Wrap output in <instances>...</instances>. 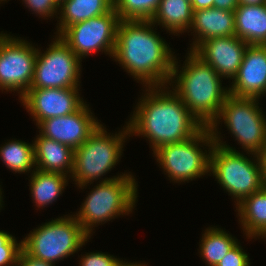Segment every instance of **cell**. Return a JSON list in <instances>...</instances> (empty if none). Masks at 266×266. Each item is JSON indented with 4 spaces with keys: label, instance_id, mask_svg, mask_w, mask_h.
I'll return each instance as SVG.
<instances>
[{
    "label": "cell",
    "instance_id": "f1b7e54d",
    "mask_svg": "<svg viewBox=\"0 0 266 266\" xmlns=\"http://www.w3.org/2000/svg\"><path fill=\"white\" fill-rule=\"evenodd\" d=\"M79 266H114L119 258L105 252H89L81 254Z\"/></svg>",
    "mask_w": 266,
    "mask_h": 266
},
{
    "label": "cell",
    "instance_id": "2e32d148",
    "mask_svg": "<svg viewBox=\"0 0 266 266\" xmlns=\"http://www.w3.org/2000/svg\"><path fill=\"white\" fill-rule=\"evenodd\" d=\"M232 84V85H231ZM229 94L239 98L266 96V45H248Z\"/></svg>",
    "mask_w": 266,
    "mask_h": 266
},
{
    "label": "cell",
    "instance_id": "277c9868",
    "mask_svg": "<svg viewBox=\"0 0 266 266\" xmlns=\"http://www.w3.org/2000/svg\"><path fill=\"white\" fill-rule=\"evenodd\" d=\"M209 129L214 141L210 153L209 175L215 177V181L232 196L236 206L245 197L266 185L260 162L257 154L240 152L223 141L219 128Z\"/></svg>",
    "mask_w": 266,
    "mask_h": 266
},
{
    "label": "cell",
    "instance_id": "cb8c5ba5",
    "mask_svg": "<svg viewBox=\"0 0 266 266\" xmlns=\"http://www.w3.org/2000/svg\"><path fill=\"white\" fill-rule=\"evenodd\" d=\"M200 240L199 257L207 266H216L238 243V239L218 226L207 227Z\"/></svg>",
    "mask_w": 266,
    "mask_h": 266
},
{
    "label": "cell",
    "instance_id": "5bb4252c",
    "mask_svg": "<svg viewBox=\"0 0 266 266\" xmlns=\"http://www.w3.org/2000/svg\"><path fill=\"white\" fill-rule=\"evenodd\" d=\"M101 120L91 112L85 103L78 111L61 117H52L42 121L37 127L39 133L49 139L71 147L81 146L101 125Z\"/></svg>",
    "mask_w": 266,
    "mask_h": 266
},
{
    "label": "cell",
    "instance_id": "9c48e42d",
    "mask_svg": "<svg viewBox=\"0 0 266 266\" xmlns=\"http://www.w3.org/2000/svg\"><path fill=\"white\" fill-rule=\"evenodd\" d=\"M259 101L229 95L209 128H219L224 122L244 152L257 154L266 143V113L259 107Z\"/></svg>",
    "mask_w": 266,
    "mask_h": 266
},
{
    "label": "cell",
    "instance_id": "ffe728a7",
    "mask_svg": "<svg viewBox=\"0 0 266 266\" xmlns=\"http://www.w3.org/2000/svg\"><path fill=\"white\" fill-rule=\"evenodd\" d=\"M235 35L248 45H266V3L239 4L234 11Z\"/></svg>",
    "mask_w": 266,
    "mask_h": 266
},
{
    "label": "cell",
    "instance_id": "3957f363",
    "mask_svg": "<svg viewBox=\"0 0 266 266\" xmlns=\"http://www.w3.org/2000/svg\"><path fill=\"white\" fill-rule=\"evenodd\" d=\"M183 64L175 56L171 78L167 86L182 100L189 112L203 126H210L217 118L229 94L222 86L223 77L193 51L189 50ZM181 66V67H180Z\"/></svg>",
    "mask_w": 266,
    "mask_h": 266
},
{
    "label": "cell",
    "instance_id": "4dcf8cb0",
    "mask_svg": "<svg viewBox=\"0 0 266 266\" xmlns=\"http://www.w3.org/2000/svg\"><path fill=\"white\" fill-rule=\"evenodd\" d=\"M17 266H56L53 263L36 259L27 254L23 249L20 250Z\"/></svg>",
    "mask_w": 266,
    "mask_h": 266
},
{
    "label": "cell",
    "instance_id": "7402d4cb",
    "mask_svg": "<svg viewBox=\"0 0 266 266\" xmlns=\"http://www.w3.org/2000/svg\"><path fill=\"white\" fill-rule=\"evenodd\" d=\"M193 20L190 0H161L150 21L166 32L180 36L189 30Z\"/></svg>",
    "mask_w": 266,
    "mask_h": 266
},
{
    "label": "cell",
    "instance_id": "e0dca14e",
    "mask_svg": "<svg viewBox=\"0 0 266 266\" xmlns=\"http://www.w3.org/2000/svg\"><path fill=\"white\" fill-rule=\"evenodd\" d=\"M189 32L194 37L190 48H187L191 51L205 40L235 36L234 12L214 7L193 11L192 25L187 33Z\"/></svg>",
    "mask_w": 266,
    "mask_h": 266
},
{
    "label": "cell",
    "instance_id": "44dd1931",
    "mask_svg": "<svg viewBox=\"0 0 266 266\" xmlns=\"http://www.w3.org/2000/svg\"><path fill=\"white\" fill-rule=\"evenodd\" d=\"M113 8L114 0H65L59 5L55 35L59 36L68 26L104 15Z\"/></svg>",
    "mask_w": 266,
    "mask_h": 266
},
{
    "label": "cell",
    "instance_id": "7a4b0ae2",
    "mask_svg": "<svg viewBox=\"0 0 266 266\" xmlns=\"http://www.w3.org/2000/svg\"><path fill=\"white\" fill-rule=\"evenodd\" d=\"M143 88L127 124L130 136L147 138L152 151L185 141L204 127L169 86Z\"/></svg>",
    "mask_w": 266,
    "mask_h": 266
},
{
    "label": "cell",
    "instance_id": "ba28073f",
    "mask_svg": "<svg viewBox=\"0 0 266 266\" xmlns=\"http://www.w3.org/2000/svg\"><path fill=\"white\" fill-rule=\"evenodd\" d=\"M213 145L211 131L208 126H204L189 139L162 145L152 154L170 182L183 184V182L188 183L197 178H203L202 176L206 174L209 175L210 153Z\"/></svg>",
    "mask_w": 266,
    "mask_h": 266
},
{
    "label": "cell",
    "instance_id": "6da1fadb",
    "mask_svg": "<svg viewBox=\"0 0 266 266\" xmlns=\"http://www.w3.org/2000/svg\"><path fill=\"white\" fill-rule=\"evenodd\" d=\"M155 27L150 20H123L117 27L112 59L142 87L168 85L177 56Z\"/></svg>",
    "mask_w": 266,
    "mask_h": 266
},
{
    "label": "cell",
    "instance_id": "30bf717a",
    "mask_svg": "<svg viewBox=\"0 0 266 266\" xmlns=\"http://www.w3.org/2000/svg\"><path fill=\"white\" fill-rule=\"evenodd\" d=\"M53 37L43 52L37 45L31 88H80L82 61L59 36Z\"/></svg>",
    "mask_w": 266,
    "mask_h": 266
},
{
    "label": "cell",
    "instance_id": "d4e9b609",
    "mask_svg": "<svg viewBox=\"0 0 266 266\" xmlns=\"http://www.w3.org/2000/svg\"><path fill=\"white\" fill-rule=\"evenodd\" d=\"M0 159L5 167L16 173H32L35 169L34 142L13 139L0 146Z\"/></svg>",
    "mask_w": 266,
    "mask_h": 266
},
{
    "label": "cell",
    "instance_id": "52a82bcc",
    "mask_svg": "<svg viewBox=\"0 0 266 266\" xmlns=\"http://www.w3.org/2000/svg\"><path fill=\"white\" fill-rule=\"evenodd\" d=\"M89 239L77 219L67 214L39 225L21 241L27 254L56 265L82 250Z\"/></svg>",
    "mask_w": 266,
    "mask_h": 266
},
{
    "label": "cell",
    "instance_id": "e575fe53",
    "mask_svg": "<svg viewBox=\"0 0 266 266\" xmlns=\"http://www.w3.org/2000/svg\"><path fill=\"white\" fill-rule=\"evenodd\" d=\"M147 265H148V263L146 264V263L131 262V261L128 262L127 260L125 261V260H123V259L121 260V258H119L114 266H147Z\"/></svg>",
    "mask_w": 266,
    "mask_h": 266
},
{
    "label": "cell",
    "instance_id": "1f68e13d",
    "mask_svg": "<svg viewBox=\"0 0 266 266\" xmlns=\"http://www.w3.org/2000/svg\"><path fill=\"white\" fill-rule=\"evenodd\" d=\"M238 5V0H214V8H219L221 10L234 12Z\"/></svg>",
    "mask_w": 266,
    "mask_h": 266
},
{
    "label": "cell",
    "instance_id": "8fae6325",
    "mask_svg": "<svg viewBox=\"0 0 266 266\" xmlns=\"http://www.w3.org/2000/svg\"><path fill=\"white\" fill-rule=\"evenodd\" d=\"M13 36L0 33V90L17 92L20 99L31 88L37 48L25 38Z\"/></svg>",
    "mask_w": 266,
    "mask_h": 266
},
{
    "label": "cell",
    "instance_id": "484cf974",
    "mask_svg": "<svg viewBox=\"0 0 266 266\" xmlns=\"http://www.w3.org/2000/svg\"><path fill=\"white\" fill-rule=\"evenodd\" d=\"M161 0H114L119 20H150Z\"/></svg>",
    "mask_w": 266,
    "mask_h": 266
},
{
    "label": "cell",
    "instance_id": "f546056e",
    "mask_svg": "<svg viewBox=\"0 0 266 266\" xmlns=\"http://www.w3.org/2000/svg\"><path fill=\"white\" fill-rule=\"evenodd\" d=\"M249 255L238 242L216 266H250Z\"/></svg>",
    "mask_w": 266,
    "mask_h": 266
},
{
    "label": "cell",
    "instance_id": "d590c367",
    "mask_svg": "<svg viewBox=\"0 0 266 266\" xmlns=\"http://www.w3.org/2000/svg\"><path fill=\"white\" fill-rule=\"evenodd\" d=\"M239 4H246V5H259L265 4L266 0H238Z\"/></svg>",
    "mask_w": 266,
    "mask_h": 266
},
{
    "label": "cell",
    "instance_id": "4fadbf2b",
    "mask_svg": "<svg viewBox=\"0 0 266 266\" xmlns=\"http://www.w3.org/2000/svg\"><path fill=\"white\" fill-rule=\"evenodd\" d=\"M79 91L80 88H30L19 100L38 126L48 118L78 111L86 103Z\"/></svg>",
    "mask_w": 266,
    "mask_h": 266
},
{
    "label": "cell",
    "instance_id": "8d00e7d4",
    "mask_svg": "<svg viewBox=\"0 0 266 266\" xmlns=\"http://www.w3.org/2000/svg\"><path fill=\"white\" fill-rule=\"evenodd\" d=\"M2 190H3V189H2V187H1V185H0V210L4 207V206H3V203H4V201H3V196H4V195H2V193H3Z\"/></svg>",
    "mask_w": 266,
    "mask_h": 266
},
{
    "label": "cell",
    "instance_id": "9a60e30c",
    "mask_svg": "<svg viewBox=\"0 0 266 266\" xmlns=\"http://www.w3.org/2000/svg\"><path fill=\"white\" fill-rule=\"evenodd\" d=\"M248 44L235 36L216 37L201 42L193 52L225 80L233 79L243 61Z\"/></svg>",
    "mask_w": 266,
    "mask_h": 266
},
{
    "label": "cell",
    "instance_id": "5b68a950",
    "mask_svg": "<svg viewBox=\"0 0 266 266\" xmlns=\"http://www.w3.org/2000/svg\"><path fill=\"white\" fill-rule=\"evenodd\" d=\"M103 125L101 124L81 146L74 149L73 171L70 178L77 189L83 190L93 185L94 180H98L99 183L131 174L124 172L118 173L117 176L102 178L120 162L125 142L131 137L127 121L123 129L116 133H108Z\"/></svg>",
    "mask_w": 266,
    "mask_h": 266
},
{
    "label": "cell",
    "instance_id": "d6986e66",
    "mask_svg": "<svg viewBox=\"0 0 266 266\" xmlns=\"http://www.w3.org/2000/svg\"><path fill=\"white\" fill-rule=\"evenodd\" d=\"M235 207L243 235L247 239L266 240V185Z\"/></svg>",
    "mask_w": 266,
    "mask_h": 266
},
{
    "label": "cell",
    "instance_id": "83f0119b",
    "mask_svg": "<svg viewBox=\"0 0 266 266\" xmlns=\"http://www.w3.org/2000/svg\"><path fill=\"white\" fill-rule=\"evenodd\" d=\"M29 8V11L36 14L39 18L49 19V18H58L59 13V4L56 0H22V4ZM57 16V17H56Z\"/></svg>",
    "mask_w": 266,
    "mask_h": 266
},
{
    "label": "cell",
    "instance_id": "603a6c76",
    "mask_svg": "<svg viewBox=\"0 0 266 266\" xmlns=\"http://www.w3.org/2000/svg\"><path fill=\"white\" fill-rule=\"evenodd\" d=\"M29 189L32 201L39 209L57 201L68 186L70 176L58 172H44L35 169L30 174Z\"/></svg>",
    "mask_w": 266,
    "mask_h": 266
},
{
    "label": "cell",
    "instance_id": "8992f818",
    "mask_svg": "<svg viewBox=\"0 0 266 266\" xmlns=\"http://www.w3.org/2000/svg\"><path fill=\"white\" fill-rule=\"evenodd\" d=\"M96 184L88 192L79 211L72 214L90 237L99 224L130 215L138 201V183L132 173Z\"/></svg>",
    "mask_w": 266,
    "mask_h": 266
},
{
    "label": "cell",
    "instance_id": "74e56055",
    "mask_svg": "<svg viewBox=\"0 0 266 266\" xmlns=\"http://www.w3.org/2000/svg\"><path fill=\"white\" fill-rule=\"evenodd\" d=\"M65 0H56V2L60 5Z\"/></svg>",
    "mask_w": 266,
    "mask_h": 266
},
{
    "label": "cell",
    "instance_id": "7c38bea8",
    "mask_svg": "<svg viewBox=\"0 0 266 266\" xmlns=\"http://www.w3.org/2000/svg\"><path fill=\"white\" fill-rule=\"evenodd\" d=\"M120 20L114 8L100 16L68 26L59 37L82 61L94 53L113 57Z\"/></svg>",
    "mask_w": 266,
    "mask_h": 266
},
{
    "label": "cell",
    "instance_id": "f35d334b",
    "mask_svg": "<svg viewBox=\"0 0 266 266\" xmlns=\"http://www.w3.org/2000/svg\"><path fill=\"white\" fill-rule=\"evenodd\" d=\"M8 1H9V0H8ZM2 2H3V3H4V2H7V0H0V4H1Z\"/></svg>",
    "mask_w": 266,
    "mask_h": 266
},
{
    "label": "cell",
    "instance_id": "836d02e7",
    "mask_svg": "<svg viewBox=\"0 0 266 266\" xmlns=\"http://www.w3.org/2000/svg\"><path fill=\"white\" fill-rule=\"evenodd\" d=\"M193 11L214 7V0H190Z\"/></svg>",
    "mask_w": 266,
    "mask_h": 266
},
{
    "label": "cell",
    "instance_id": "4316f807",
    "mask_svg": "<svg viewBox=\"0 0 266 266\" xmlns=\"http://www.w3.org/2000/svg\"><path fill=\"white\" fill-rule=\"evenodd\" d=\"M9 232L0 230V266H17L22 241Z\"/></svg>",
    "mask_w": 266,
    "mask_h": 266
},
{
    "label": "cell",
    "instance_id": "ac0fdd59",
    "mask_svg": "<svg viewBox=\"0 0 266 266\" xmlns=\"http://www.w3.org/2000/svg\"><path fill=\"white\" fill-rule=\"evenodd\" d=\"M35 166L44 172H58L71 176L74 150L60 142L37 133L34 139Z\"/></svg>",
    "mask_w": 266,
    "mask_h": 266
},
{
    "label": "cell",
    "instance_id": "d6a6232c",
    "mask_svg": "<svg viewBox=\"0 0 266 266\" xmlns=\"http://www.w3.org/2000/svg\"><path fill=\"white\" fill-rule=\"evenodd\" d=\"M257 157H258V160L260 162V168H261L262 176H263L264 182L266 184V143L260 149V151L257 153Z\"/></svg>",
    "mask_w": 266,
    "mask_h": 266
}]
</instances>
